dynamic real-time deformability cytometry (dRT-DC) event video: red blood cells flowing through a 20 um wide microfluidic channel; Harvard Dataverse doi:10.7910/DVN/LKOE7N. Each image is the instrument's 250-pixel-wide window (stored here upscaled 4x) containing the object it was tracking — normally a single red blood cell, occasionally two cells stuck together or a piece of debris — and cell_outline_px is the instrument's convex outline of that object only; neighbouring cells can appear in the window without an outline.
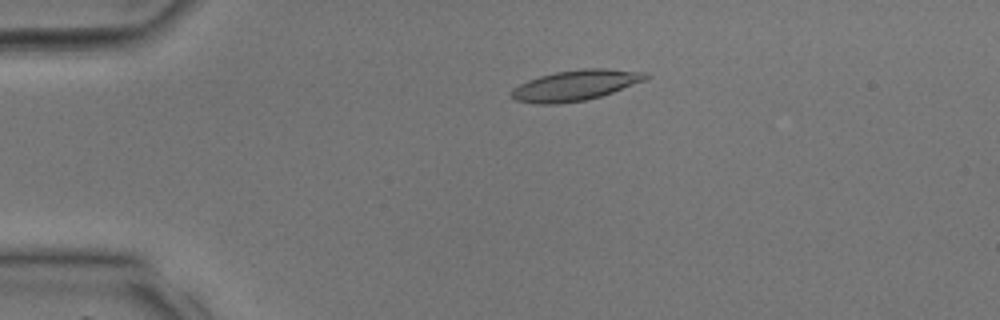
{"species": "common noctule bat (a hibernating species)", "species_latin": "Nyctalus noctula", "temperature_condition": "room temperature", "stored_images_in_passage": 9, "camera_frame_rate_fps": 3000, "um_per_image_px": 0.085, "animal": {"sex": "male", "body_mass_g": 17.9, "forearm_length_mm": 54.2}, "frame": {"image": 1, "passage_image": 6, "time_ms": 1.667, "image_size_px": [1000, 320], "cell_outline_px": [[652, 76], [644, 80], [612, 92], [600, 96], [584, 100], [556, 104], [536, 104], [516, 100], [512, 96], [512, 88], [528, 80], [540, 76], [556, 72], [580, 68], [604, 68], [648, 72]], "centroid_in_image_um": [48.93, 7.24], "position_along_channel_um": 36.1, "area_um2": 23.76}}